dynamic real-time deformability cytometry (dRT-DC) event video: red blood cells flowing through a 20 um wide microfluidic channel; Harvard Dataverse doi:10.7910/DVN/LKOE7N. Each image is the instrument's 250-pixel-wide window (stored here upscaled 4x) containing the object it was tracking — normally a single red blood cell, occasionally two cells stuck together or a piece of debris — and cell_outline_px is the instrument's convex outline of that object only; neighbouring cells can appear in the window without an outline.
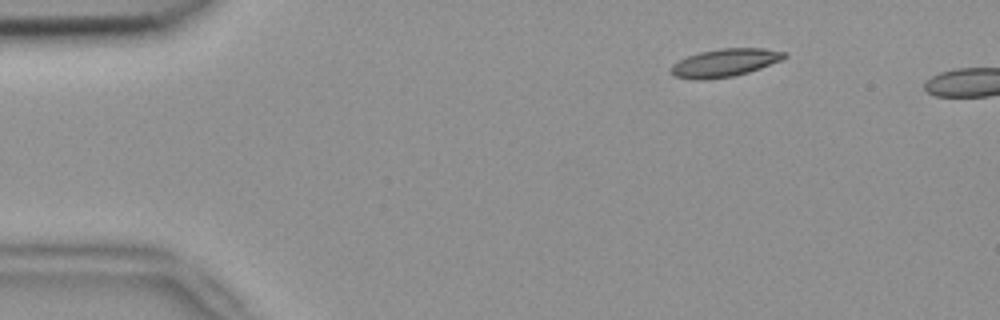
{"species": "common noctule bat (a hibernating species)", "species_latin": "Nyctalus noctula", "temperature_condition": "room temperature", "stored_images_in_passage": 2, "camera_frame_rate_fps": 3000, "um_per_image_px": 0.085, "animal": {"sex": "female", "body_mass_g": 18.4}, "frame": {"image": 1, "passage_image": 1, "time_ms": 0.0, "image_size_px": [1000, 320], "cell_outline_px": [[788, 56], [780, 60], [760, 68], [748, 72], [732, 76], [704, 80], [692, 80], [672, 76], [668, 72], [668, 68], [672, 64], [688, 56], [700, 52], [720, 48], [764, 48], [784, 52]], "centroid_in_image_um": [61.52, 5.35], "position_along_channel_um": 23.5, "area_um2": 18.55}}